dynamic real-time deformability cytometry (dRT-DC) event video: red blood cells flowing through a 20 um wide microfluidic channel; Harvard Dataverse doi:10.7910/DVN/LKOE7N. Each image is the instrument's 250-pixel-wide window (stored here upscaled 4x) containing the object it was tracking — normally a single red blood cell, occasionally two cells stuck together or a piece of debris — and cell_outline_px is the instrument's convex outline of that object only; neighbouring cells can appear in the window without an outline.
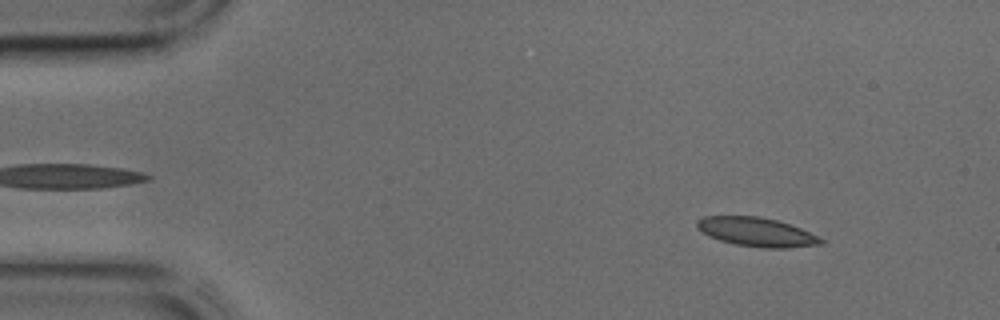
{"species": "common noctule bat (a hibernating species)", "species_latin": "Nyctalus noctula", "temperature_condition": "cold", "stored_images_in_passage": 43, "camera_frame_rate_fps": 3000, "um_per_image_px": 0.085, "animal": {"sex": "male", "body_mass_g": 17.9, "forearm_length_mm": 54.2}, "frame": {"image": 1, "passage_image": 4, "time_ms": 1.0, "image_size_px": [1000, 320], "cell_outline_px": [[824, 244], [788, 248], [764, 248], [736, 244], [720, 240], [708, 236], [696, 228], [696, 220], [704, 216], [760, 216], [776, 220], [800, 228], [824, 240]], "centroid_in_image_um": [64.27, 19.72], "position_along_channel_um": 20.7, "area_um2": 20.87}}
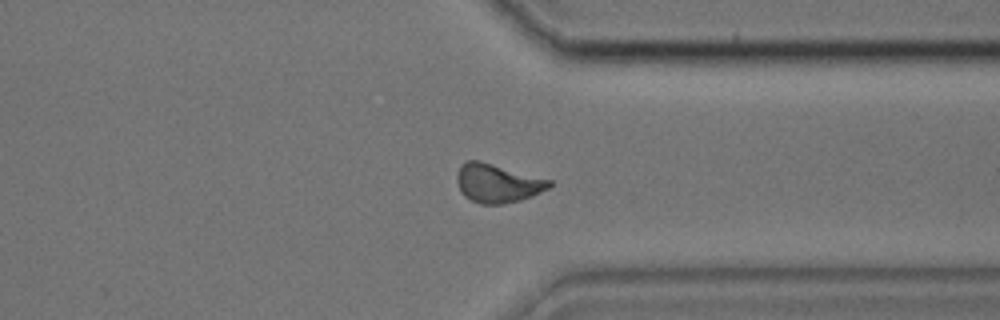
{"frame": {"image": 2, "passage_image": 32, "time_ms": 10.333, "image_size_px": [1000, 320], "cell_outline_px": [[552, 184], [548, 188], [532, 196], [520, 200], [500, 204], [480, 204], [464, 196], [460, 192], [456, 180], [456, 176], [460, 168], [468, 160], [480, 160], [552, 180]], "centroid_in_image_um": [42.28, 15.57], "position_along_channel_um": 369.1, "area_um2": 20.75}}
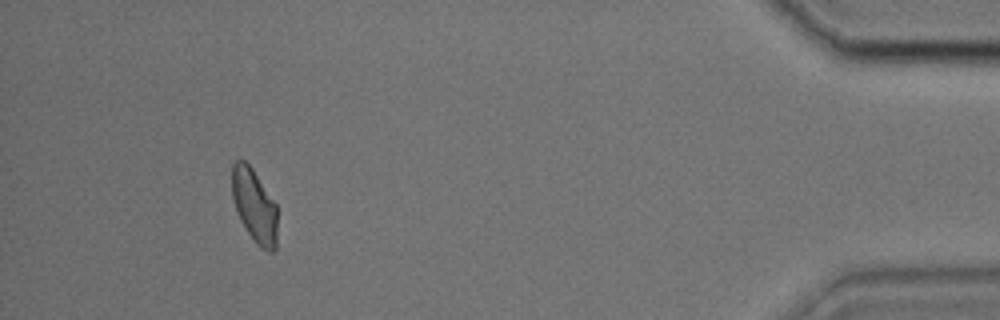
{"frame": {"image": 3, "passage_image": 39, "time_ms": 12.667, "image_size_px": [1000, 320], "cell_outline_px": [[276, 248], [272, 252], [268, 252], [260, 248], [256, 244], [240, 220], [232, 196], [232, 164], [236, 160], [244, 160], [252, 168], [276, 204]], "centroid_in_image_um": [21.62, 17.5], "position_along_channel_um": 413.6, "area_um2": 19.25}}